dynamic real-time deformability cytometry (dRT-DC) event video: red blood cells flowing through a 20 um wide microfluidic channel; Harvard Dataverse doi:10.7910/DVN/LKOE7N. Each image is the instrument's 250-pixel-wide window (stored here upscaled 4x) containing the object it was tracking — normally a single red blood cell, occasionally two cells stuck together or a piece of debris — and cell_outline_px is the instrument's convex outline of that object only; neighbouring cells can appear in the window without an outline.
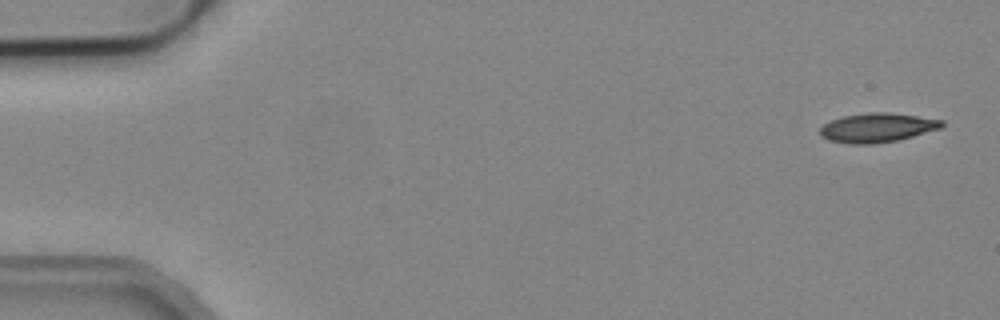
{"species": "common noctule bat (a hibernating species)", "species_latin": "Nyctalus noctula", "temperature_condition": "cold", "stored_images_in_passage": 5, "camera_frame_rate_fps": 3000, "um_per_image_px": 0.085, "animal": {"sex": "male", "body_mass_g": 19.2, "forearm_length_mm": 51.8}, "frame": {"image": 1, "passage_image": 1, "time_ms": 0.0, "image_size_px": [1000, 320], "cell_outline_px": [[944, 124], [940, 128], [900, 140], [876, 144], [848, 144], [828, 140], [820, 136], [820, 128], [824, 124], [832, 120], [844, 116], [868, 112], [888, 112], [944, 120]], "centroid_in_image_um": [74.55, 10.86], "position_along_channel_um": 10.5, "area_um2": 20.81}}
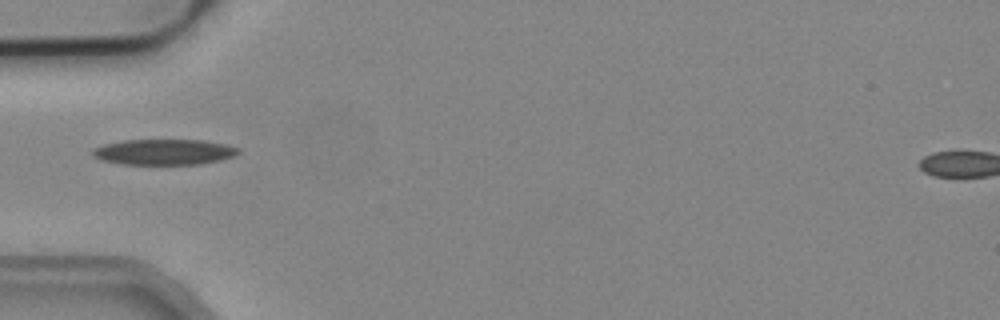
{"frame": {"image": 2, "passage_image": 5, "time_ms": 1.333, "image_size_px": [1000, 320], "cell_outline_px": [[240, 152], [232, 156], [220, 160], [200, 164], [120, 164], [100, 160], [92, 156], [92, 148], [104, 144], [124, 140], [204, 140], [224, 144], [240, 148]], "centroid_in_image_um": [13.9, 12.92], "position_along_channel_um": 71.1, "area_um2": 21.85}}